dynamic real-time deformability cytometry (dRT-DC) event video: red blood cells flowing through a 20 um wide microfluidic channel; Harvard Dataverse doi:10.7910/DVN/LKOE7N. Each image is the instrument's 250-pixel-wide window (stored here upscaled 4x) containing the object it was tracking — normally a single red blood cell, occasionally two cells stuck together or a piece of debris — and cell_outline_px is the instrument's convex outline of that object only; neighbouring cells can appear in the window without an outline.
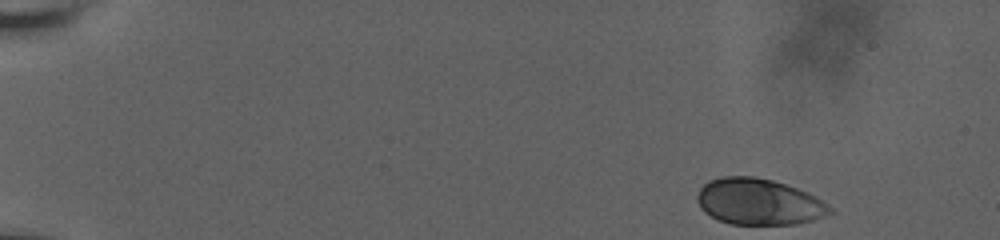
{"species": "human", "species_latin": "Homo sapiens", "temperature_condition": "room temperature", "stored_images_in_passage": 66, "camera_frame_rate_fps": 3000, "um_per_image_px": 0.085, "donor": {"sex": "male"}, "frame": {"image": 1, "passage_image": 1, "time_ms": 0.0, "image_size_px": [1000, 240], "cell_outline_px": [[836, 212], [812, 220], [796, 224], [732, 224], [720, 220], [704, 212], [700, 208], [696, 200], [696, 196], [700, 188], [708, 180], [724, 176], [756, 176], [772, 180], [808, 192], [832, 208]], "centroid_in_image_um": [64.48, 17.14], "position_along_channel_um": 20.5, "area_um2": 35.72}}
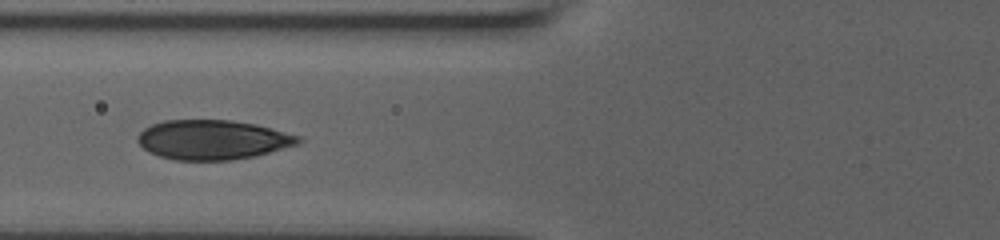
{"frame": {"image": 2, "passage_image": 40, "time_ms": 6.333, "image_size_px": [1000, 240], "cell_outline_px": [[304, 140], [300, 144], [256, 156], [232, 160], [176, 160], [160, 156], [148, 152], [136, 140], [136, 136], [144, 128], [152, 124], [164, 120], [232, 120], [256, 124], [272, 128], [300, 136]], "centroid_in_image_um": [18.1, 11.88], "position_along_channel_um": 107.7, "area_um2": 37.34}}
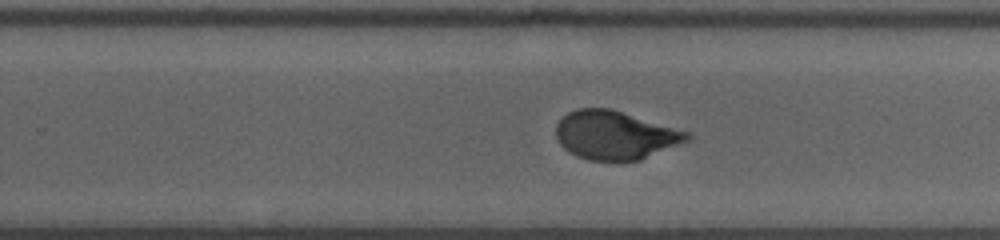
{"frame": {"image": 3, "passage_image": 65, "time_ms": 11.0, "image_size_px": [1000, 240], "cell_outline_px": [[692, 136], [688, 140], [640, 160], [588, 160], [576, 156], [568, 152], [560, 144], [556, 136], [556, 124], [568, 112], [576, 108], [612, 108], [692, 132]], "centroid_in_image_um": [52.29, 11.47], "position_along_channel_um": 277.5, "area_um2": 37.28}}